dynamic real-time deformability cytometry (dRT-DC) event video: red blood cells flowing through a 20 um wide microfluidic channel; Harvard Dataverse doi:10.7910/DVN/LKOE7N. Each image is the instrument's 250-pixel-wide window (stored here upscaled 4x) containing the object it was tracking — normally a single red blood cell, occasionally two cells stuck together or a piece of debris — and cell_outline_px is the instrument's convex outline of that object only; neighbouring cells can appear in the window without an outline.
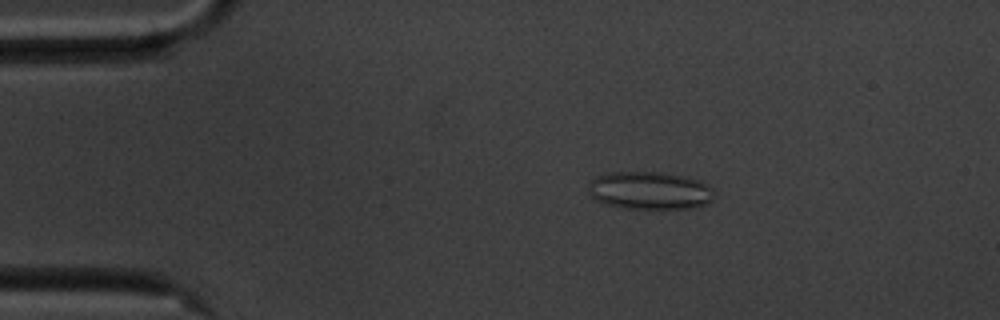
{"species": "common noctule bat (a hibernating species)", "species_latin": "Nyctalus noctula", "temperature_condition": "cold", "stored_images_in_passage": 53, "camera_frame_rate_fps": 3000, "um_per_image_px": 0.085, "animal": {"sex": "male", "body_mass_g": 20.1, "forearm_length_mm": 53.5}, "frame": {"image": 1, "passage_image": 7, "time_ms": 2.0, "image_size_px": [1000, 320], "cell_outline_px": [[716, 196], [712, 200], [696, 208], [624, 208], [604, 204], [596, 200], [588, 192], [588, 184], [596, 176], [608, 172], [660, 172], [680, 176], [696, 180], [712, 188]], "centroid_in_image_um": [55.19, 16.2], "position_along_channel_um": 29.8, "area_um2": 27.63}}
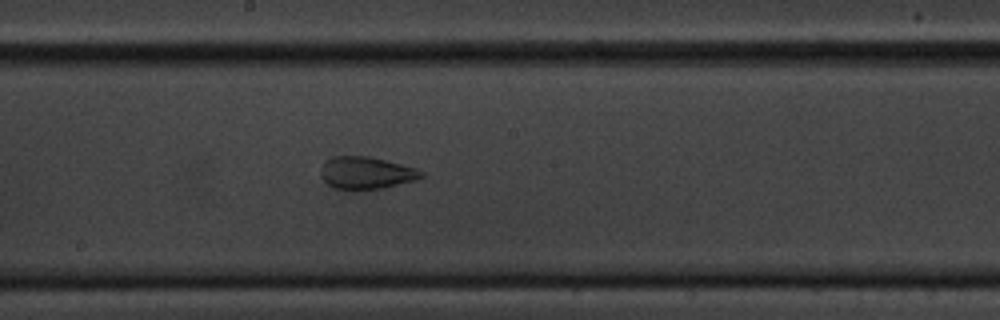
{"frame": {"image": 2, "passage_image": 27, "time_ms": 8.667, "image_size_px": [1000, 320], "cell_outline_px": [[424, 176], [416, 180], [384, 188], [332, 188], [320, 176], [320, 168], [332, 156], [368, 156], [416, 168], [424, 172]], "centroid_in_image_um": [31.14, 14.68], "position_along_channel_um": 217.1, "area_um2": 18.61}}
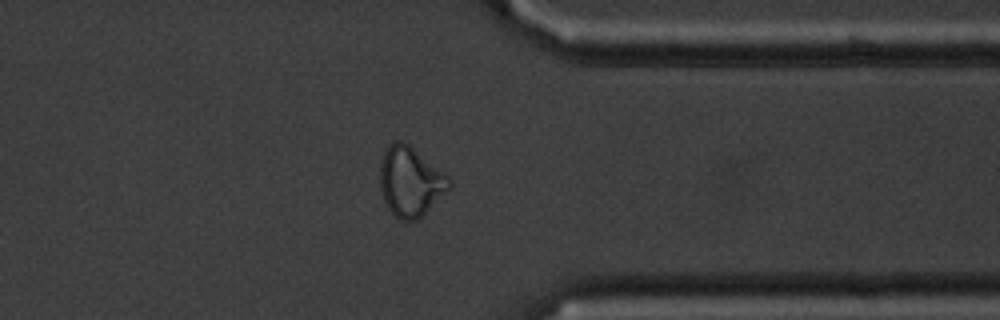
{"frame": {"image": 3, "passage_image": 41, "time_ms": 13.333, "image_size_px": [1000, 320], "cell_outline_px": [[452, 184], [416, 220], [400, 220], [388, 208], [384, 200], [380, 188], [380, 160], [388, 144], [396, 140], [400, 140], [408, 144], [448, 176], [452, 180]], "centroid_in_image_um": [34.83, 15.4], "position_along_channel_um": 376.6, "area_um2": 27.4}, "authors_computed_cell_mechanics": {"area_um2": 25.3742, "velocity_mm_per_s": 3.5458, "shape_relaxation_time_tau1_ms": null, "shape_relaxation_time_tau2_ms": 1.3341, "deformation_change_tau1": null, "deformation_change_tau2": 0.0867}}